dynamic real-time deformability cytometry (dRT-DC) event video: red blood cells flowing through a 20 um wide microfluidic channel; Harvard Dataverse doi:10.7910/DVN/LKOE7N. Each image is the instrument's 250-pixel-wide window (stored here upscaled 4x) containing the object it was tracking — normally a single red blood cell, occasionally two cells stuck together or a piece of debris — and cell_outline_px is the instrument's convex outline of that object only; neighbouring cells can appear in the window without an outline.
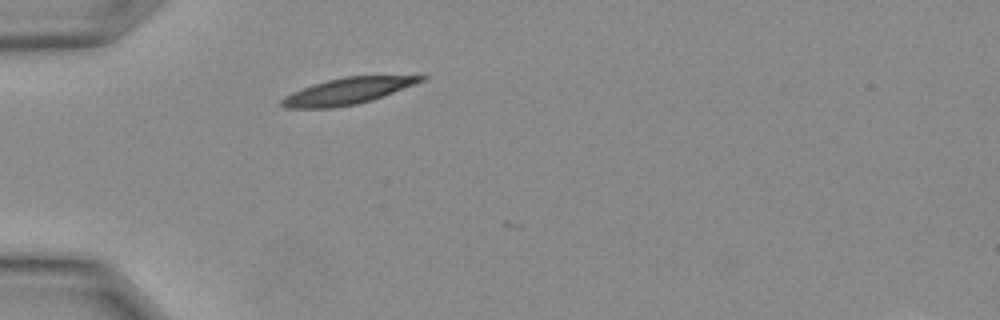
{"species": "Egyptian fruit bat (a non-hibernating species)", "species_latin": "Rousettus aegyptiacus", "temperature_condition": "warm", "stored_images_in_passage": 5, "camera_frame_rate_fps": 3000, "um_per_image_px": 0.085, "animal": {"sex": "female"}, "frame": {"image": 1, "passage_image": 1, "time_ms": 0.0, "image_size_px": [1000, 320], "cell_outline_px": [[428, 76], [424, 80], [372, 100], [356, 104], [332, 108], [284, 108], [280, 104], [280, 100], [284, 96], [300, 88], [312, 84], [344, 76]], "centroid_in_image_um": [29.44, 7.75], "position_along_channel_um": 55.6, "area_um2": 21.21}}
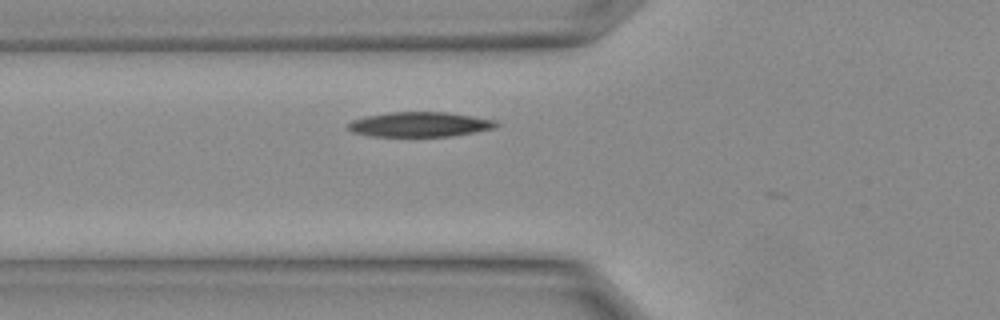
{"frame": {"image": 2, "passage_image": 3, "time_ms": 0.667, "image_size_px": [1000, 320], "cell_outline_px": [[500, 124], [492, 128], [452, 136], [372, 136], [352, 132], [348, 128], [348, 124], [352, 120], [368, 116], [388, 112], [448, 112], [496, 120]], "centroid_in_image_um": [35.67, 10.57], "position_along_channel_um": 90.1, "area_um2": 21.21}}